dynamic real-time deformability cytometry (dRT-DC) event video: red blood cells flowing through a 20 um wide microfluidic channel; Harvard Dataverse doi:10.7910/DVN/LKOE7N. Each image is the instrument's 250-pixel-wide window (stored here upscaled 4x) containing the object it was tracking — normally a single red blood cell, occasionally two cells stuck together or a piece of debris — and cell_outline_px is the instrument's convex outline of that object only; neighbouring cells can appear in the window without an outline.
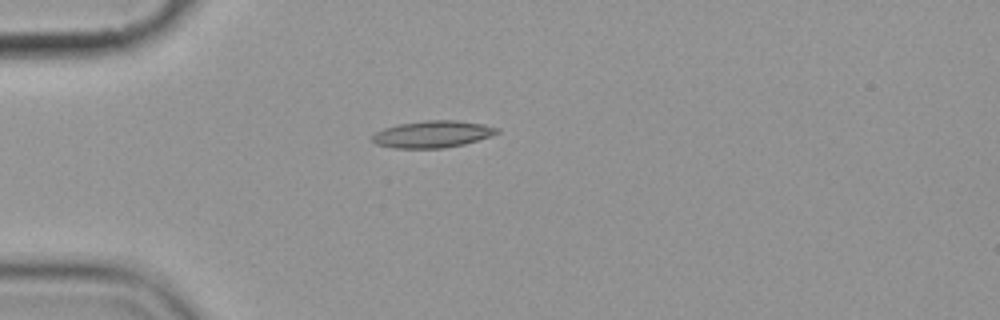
{"species": "common noctule bat (a hibernating species)", "species_latin": "Nyctalus noctula", "temperature_condition": "cold", "stored_images_in_passage": 3, "camera_frame_rate_fps": 3000, "um_per_image_px": 0.085, "animal": {"sex": "female", "body_mass_g": 19.9}, "frame": {"image": 1, "passage_image": 2, "time_ms": 1.0, "image_size_px": [1000, 320], "cell_outline_px": [[500, 132], [464, 144], [444, 148], [392, 148], [376, 144], [372, 140], [372, 136], [376, 132], [384, 128], [396, 124], [424, 120], [456, 120], [484, 124], [500, 128]], "centroid_in_image_um": [36.75, 11.39], "position_along_channel_um": 48.3, "area_um2": 19.59}}